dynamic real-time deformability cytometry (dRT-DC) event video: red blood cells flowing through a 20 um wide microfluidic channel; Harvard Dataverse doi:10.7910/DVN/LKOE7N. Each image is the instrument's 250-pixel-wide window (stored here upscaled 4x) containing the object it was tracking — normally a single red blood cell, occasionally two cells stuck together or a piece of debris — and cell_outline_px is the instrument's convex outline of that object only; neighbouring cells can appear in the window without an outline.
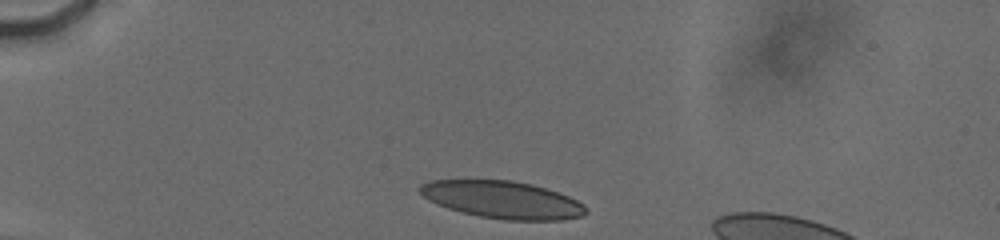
{"species": "human", "species_latin": "Homo sapiens", "temperature_condition": "cold", "stored_images_in_passage": 12, "camera_frame_rate_fps": 3000, "um_per_image_px": 0.085, "donor": {"sex": "male"}, "frame": {"image": 1, "passage_image": 3, "time_ms": 0.333, "image_size_px": [1000, 240], "cell_outline_px": [[588, 212], [580, 216], [564, 220], [504, 220], [480, 216], [448, 208], [436, 204], [428, 200], [416, 188], [420, 184], [432, 180], [512, 180], [532, 184], [568, 196], [584, 204], [588, 208]], "centroid_in_image_um": [42.7, 16.97], "position_along_channel_um": 42.3, "area_um2": 36.13}}